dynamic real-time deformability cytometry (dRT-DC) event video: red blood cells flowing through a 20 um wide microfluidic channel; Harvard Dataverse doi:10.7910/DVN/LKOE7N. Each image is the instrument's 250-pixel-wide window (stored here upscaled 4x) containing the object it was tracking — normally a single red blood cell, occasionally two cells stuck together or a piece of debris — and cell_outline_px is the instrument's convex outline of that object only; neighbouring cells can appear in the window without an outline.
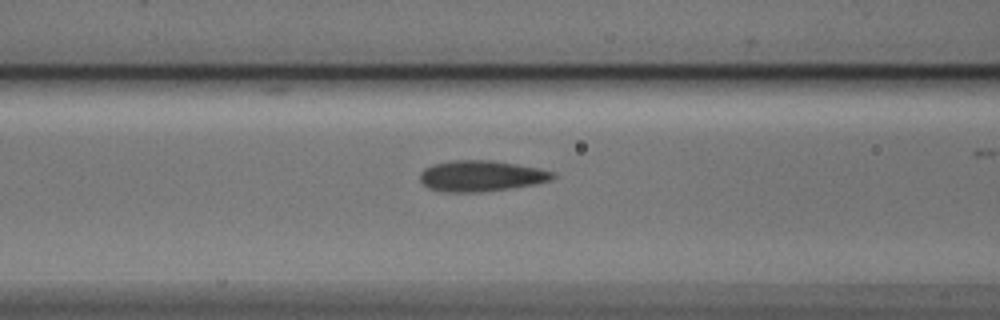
{"species": "Egyptian fruit bat (a non-hibernating species)", "species_latin": "Rousettus aegyptiacus", "temperature_condition": "cold", "stored_images_in_passage": 7, "camera_frame_rate_fps": 3000, "um_per_image_px": 0.085, "animal": {"sex": "male"}, "frame": {"image": 1, "passage_image": 5, "time_ms": 1.333, "image_size_px": [1000, 320], "cell_outline_px": [[556, 176], [552, 180], [512, 188], [480, 192], [444, 192], [428, 188], [420, 180], [420, 172], [424, 168], [432, 164], [456, 160], [492, 160], [540, 168], [556, 172]], "centroid_in_image_um": [40.9, 14.95], "position_along_channel_um": 125.7, "area_um2": 24.04}}